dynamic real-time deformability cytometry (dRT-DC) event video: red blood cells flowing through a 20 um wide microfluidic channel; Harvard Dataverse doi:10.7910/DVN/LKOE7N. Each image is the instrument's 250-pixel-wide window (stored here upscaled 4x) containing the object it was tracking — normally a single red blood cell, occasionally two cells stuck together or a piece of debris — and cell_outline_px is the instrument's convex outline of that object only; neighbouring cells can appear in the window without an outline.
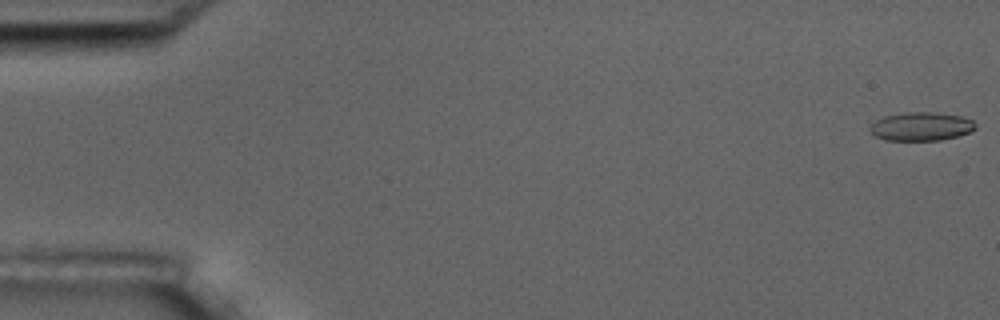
{"species": "common noctule bat (a hibernating species)", "species_latin": "Nyctalus noctula", "temperature_condition": "room temperature", "stored_images_in_passage": 10, "camera_frame_rate_fps": 3000, "um_per_image_px": 0.085, "animal": {"sex": "male", "body_mass_g": 17.5, "forearm_length_mm": 52.3}, "frame": {"image": 1, "passage_image": 1, "time_ms": 0.0, "image_size_px": [1000, 320], "cell_outline_px": [[976, 128], [968, 132], [956, 136], [940, 140], [884, 140], [876, 136], [868, 128], [876, 120], [884, 116], [904, 112], [936, 112], [960, 116], [972, 120], [976, 124]], "centroid_in_image_um": [78.28, 10.74], "position_along_channel_um": 6.7, "area_um2": 17.46}}
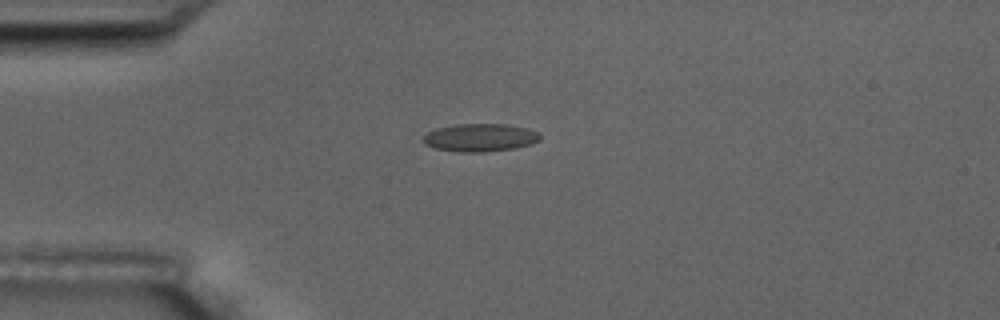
{"frame": {"image": 2, "passage_image": 5, "time_ms": 4.667, "image_size_px": [1000, 320], "cell_outline_px": [[540, 140], [532, 144], [516, 148], [484, 152], [460, 152], [436, 148], [424, 144], [424, 136], [428, 132], [436, 128], [456, 124], [508, 124], [528, 128], [540, 132]], "centroid_in_image_um": [40.86, 11.69], "position_along_channel_um": 44.1, "area_um2": 19.13}}
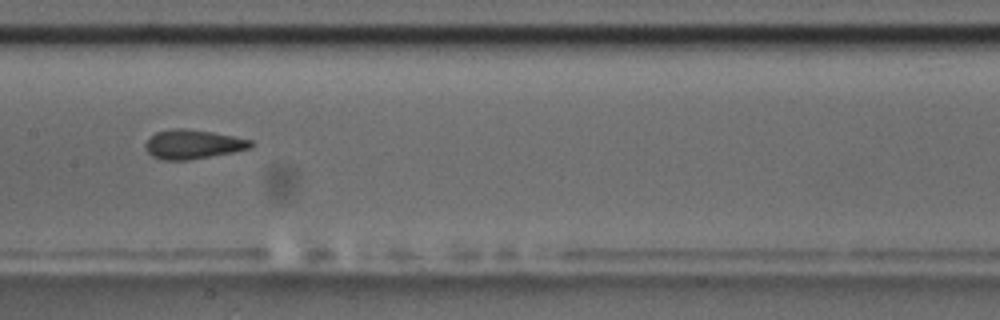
{"frame": {"image": 3, "passage_image": 9, "time_ms": 9.333, "image_size_px": [1000, 320], "cell_outline_px": [[256, 144], [252, 148], [232, 152], [188, 160], [164, 160], [152, 156], [144, 148], [144, 144], [156, 132], [172, 128], [184, 128], [212, 132], [252, 140]], "centroid_in_image_um": [16.41, 12.26], "position_along_channel_um": 191.0, "area_um2": 17.92}}